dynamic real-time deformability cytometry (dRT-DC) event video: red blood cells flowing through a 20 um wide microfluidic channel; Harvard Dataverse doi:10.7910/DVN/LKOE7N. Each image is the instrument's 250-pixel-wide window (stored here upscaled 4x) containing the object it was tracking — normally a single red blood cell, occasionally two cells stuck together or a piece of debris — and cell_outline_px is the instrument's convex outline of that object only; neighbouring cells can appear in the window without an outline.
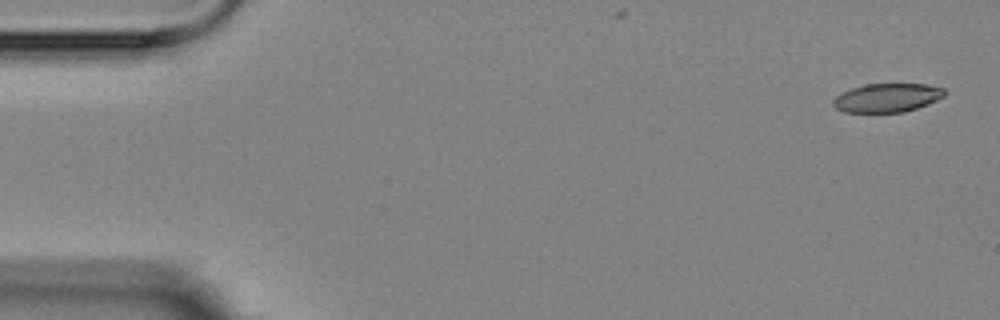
{"species": "Egyptian fruit bat (a non-hibernating species)", "species_latin": "Rousettus aegyptiacus", "temperature_condition": "room temperature", "stored_images_in_passage": 4, "camera_frame_rate_fps": 3000, "um_per_image_px": 0.085, "animal": {"sex": "female"}, "frame": {"image": 1, "passage_image": 1, "time_ms": 0.0, "image_size_px": [1000, 320], "cell_outline_px": [[944, 96], [928, 104], [904, 112], [844, 112], [836, 108], [832, 104], [832, 100], [840, 92], [852, 88], [868, 84], [924, 84], [944, 88]], "centroid_in_image_um": [75.37, 8.31], "position_along_channel_um": 9.6, "area_um2": 18.55}}